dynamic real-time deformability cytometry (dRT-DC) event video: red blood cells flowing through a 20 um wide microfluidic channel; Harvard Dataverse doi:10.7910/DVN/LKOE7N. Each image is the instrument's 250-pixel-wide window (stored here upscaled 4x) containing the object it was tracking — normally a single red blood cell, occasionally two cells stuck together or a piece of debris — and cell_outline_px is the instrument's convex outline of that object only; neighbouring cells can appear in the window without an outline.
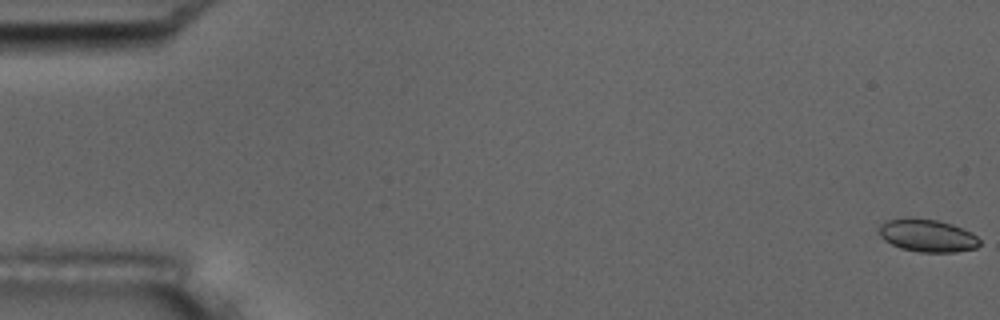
{"species": "common noctule bat (a hibernating species)", "species_latin": "Nyctalus noctula", "temperature_condition": "room temperature", "stored_images_in_passage": 56, "camera_frame_rate_fps": 3000, "um_per_image_px": 0.085, "animal": {"sex": "male", "body_mass_g": 17.5, "forearm_length_mm": 52.3}, "frame": {"image": 1, "passage_image": 1, "time_ms": 0.0, "image_size_px": [1000, 320], "cell_outline_px": [[980, 244], [976, 248], [956, 252], [920, 252], [900, 248], [884, 240], [880, 236], [880, 224], [888, 220], [908, 216], [912, 216], [936, 220], [952, 224], [972, 232], [980, 240]], "centroid_in_image_um": [78.82, 20.01], "position_along_channel_um": 6.2, "area_um2": 19.36}}
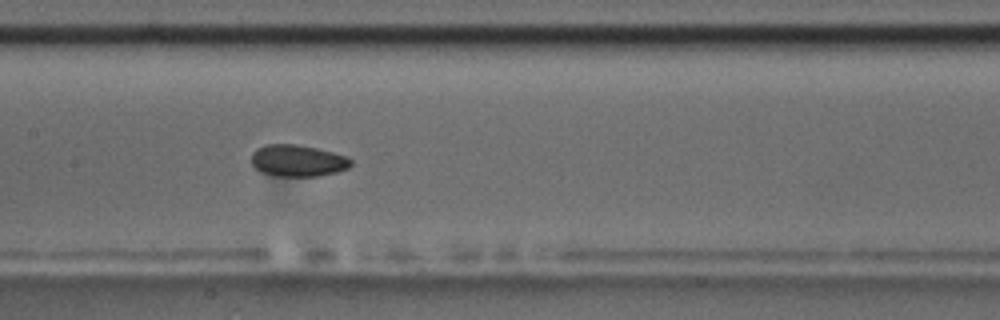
{"frame": {"image": 2, "passage_image": 28, "time_ms": 9.0, "image_size_px": [1000, 320], "cell_outline_px": [[352, 164], [348, 168], [336, 172], [316, 176], [276, 176], [260, 172], [252, 164], [252, 152], [256, 148], [264, 144], [296, 144], [316, 148], [348, 156], [352, 160]], "centroid_in_image_um": [25.3, 13.65], "position_along_channel_um": 182.1, "area_um2": 18.5}}
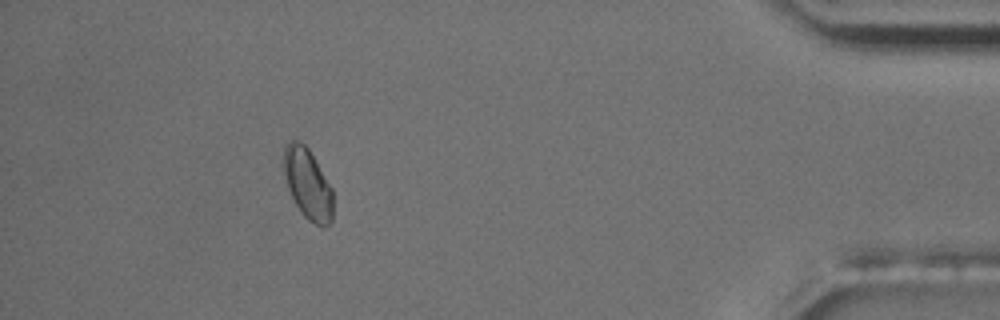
{"frame": {"image": 3, "passage_image": 51, "time_ms": 16.667, "image_size_px": [1000, 320], "cell_outline_px": [[332, 220], [324, 228], [308, 220], [304, 216], [296, 204], [288, 188], [284, 172], [284, 148], [296, 136], [308, 148], [332, 188]], "centroid_in_image_um": [26.16, 15.61], "position_along_channel_um": 409.0, "area_um2": 20.06}, "authors_computed_cell_mechanics": {"area_um2": 18.7561, "velocity_mm_per_s": 3.6605, "shape_relaxation_time_tau1_ms": null, "shape_relaxation_time_tau2_ms": 1.8731, "deformation_change_tau1": null, "deformation_change_tau2": 0.0467}}